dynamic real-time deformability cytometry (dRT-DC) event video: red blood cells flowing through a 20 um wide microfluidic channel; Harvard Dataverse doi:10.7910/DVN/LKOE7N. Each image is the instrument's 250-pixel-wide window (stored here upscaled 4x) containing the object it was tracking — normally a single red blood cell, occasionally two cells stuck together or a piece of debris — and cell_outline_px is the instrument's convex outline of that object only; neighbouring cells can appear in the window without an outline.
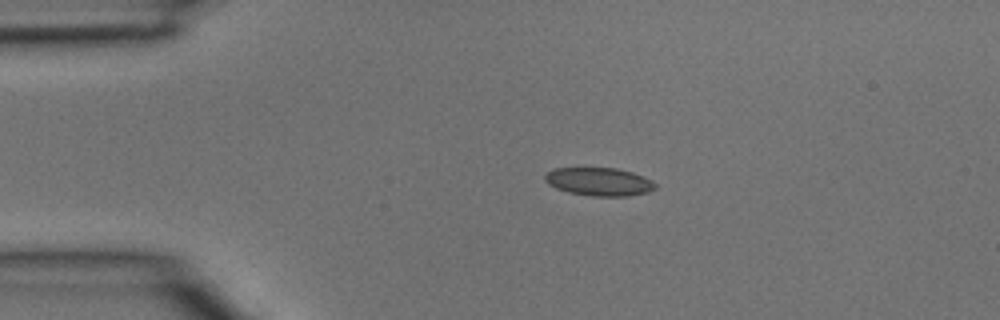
{"species": "common noctule bat (a hibernating species)", "species_latin": "Nyctalus noctula", "temperature_condition": "room temperature", "stored_images_in_passage": 4, "camera_frame_rate_fps": 3000, "um_per_image_px": 0.085, "animal": {"sex": "male", "body_mass_g": 15.6}, "frame": {"image": 1, "passage_image": 3, "time_ms": 0.667, "image_size_px": [1000, 320], "cell_outline_px": [[656, 188], [648, 192], [628, 196], [592, 196], [568, 192], [556, 188], [548, 184], [544, 180], [544, 176], [552, 168], [616, 168], [632, 172], [644, 176], [652, 180], [656, 184]], "centroid_in_image_um": [50.93, 15.44], "position_along_channel_um": 34.1, "area_um2": 18.21}}